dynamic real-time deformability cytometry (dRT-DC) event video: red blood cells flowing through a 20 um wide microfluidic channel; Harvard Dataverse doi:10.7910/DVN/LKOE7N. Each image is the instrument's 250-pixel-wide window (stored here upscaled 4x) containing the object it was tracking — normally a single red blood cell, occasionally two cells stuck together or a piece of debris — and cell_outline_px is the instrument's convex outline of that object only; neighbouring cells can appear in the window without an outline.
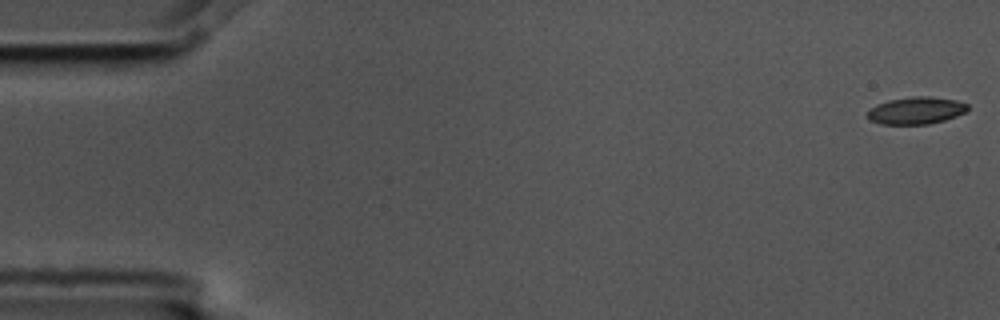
{"species": "common noctule bat (a hibernating species)", "species_latin": "Nyctalus noctula", "temperature_condition": "cold", "stored_images_in_passage": 3, "camera_frame_rate_fps": 3000, "um_per_image_px": 0.085, "animal": {"sex": "male", "body_mass_g": 17.5, "forearm_length_mm": 52.3}, "frame": {"image": 1, "passage_image": 1, "time_ms": 0.0, "image_size_px": [1000, 320], "cell_outline_px": [[968, 108], [964, 112], [956, 116], [944, 120], [928, 124], [880, 124], [868, 120], [868, 112], [876, 104], [888, 100], [912, 96], [928, 96], [956, 100], [968, 104]], "centroid_in_image_um": [77.85, 9.39], "position_along_channel_um": 7.2, "area_um2": 15.84}}